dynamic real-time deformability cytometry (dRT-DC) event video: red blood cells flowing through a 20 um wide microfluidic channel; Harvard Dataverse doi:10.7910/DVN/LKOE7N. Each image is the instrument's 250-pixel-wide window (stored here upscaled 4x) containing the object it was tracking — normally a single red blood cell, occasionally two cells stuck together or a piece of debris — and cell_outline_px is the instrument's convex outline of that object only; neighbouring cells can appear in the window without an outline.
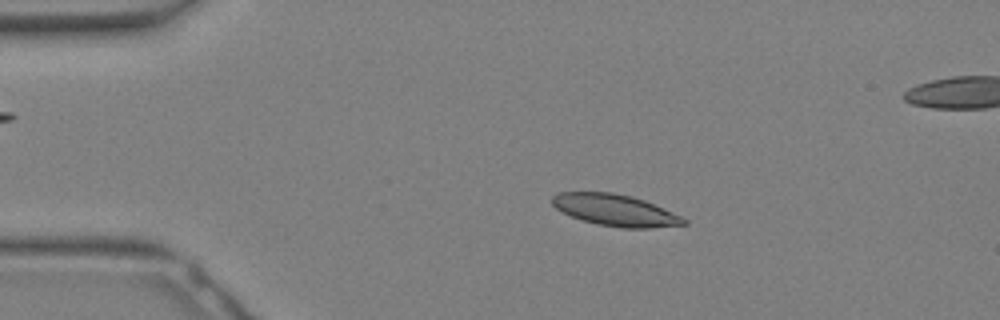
{"species": "Egyptian fruit bat (a non-hibernating species)", "species_latin": "Rousettus aegyptiacus", "temperature_condition": "warm", "stored_images_in_passage": 17, "camera_frame_rate_fps": 3000, "um_per_image_px": 0.085, "animal": {"sex": "female"}, "frame": {"image": 1, "passage_image": 2, "time_ms": 0.333, "image_size_px": [1000, 320], "cell_outline_px": [[688, 224], [652, 228], [624, 228], [596, 224], [572, 216], [556, 208], [552, 204], [552, 196], [556, 192], [612, 192], [632, 196], [644, 200], [680, 216], [688, 220]], "centroid_in_image_um": [52.29, 17.86], "position_along_channel_um": 32.7, "area_um2": 24.04}}
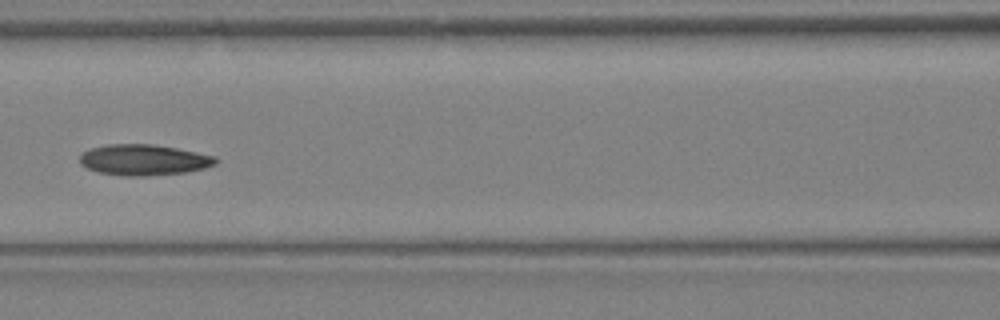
{"frame": {"image": 2, "passage_image": 10, "time_ms": 3.0, "image_size_px": [1000, 320], "cell_outline_px": [[220, 160], [216, 164], [204, 168], [188, 172], [144, 176], [124, 176], [96, 172], [80, 164], [80, 156], [88, 148], [108, 144], [152, 144], [176, 148], [216, 156]], "centroid_in_image_um": [12.23, 13.59], "position_along_channel_um": 154.4, "area_um2": 24.62}}
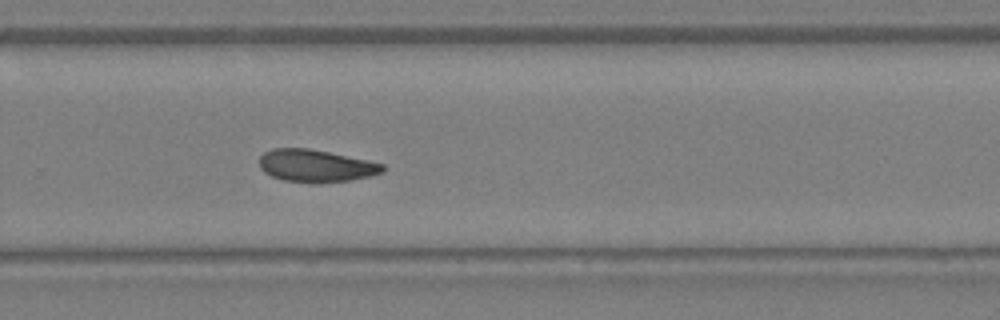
{"frame": {"image": 3, "passage_image": 17, "time_ms": 5.333, "image_size_px": [1000, 320], "cell_outline_px": [[384, 172], [352, 180], [316, 184], [284, 180], [272, 176], [264, 172], [260, 168], [260, 156], [264, 152], [272, 148], [308, 148], [368, 160], [384, 164]], "centroid_in_image_um": [26.84, 14.1], "position_along_channel_um": 303.0, "area_um2": 23.41}}